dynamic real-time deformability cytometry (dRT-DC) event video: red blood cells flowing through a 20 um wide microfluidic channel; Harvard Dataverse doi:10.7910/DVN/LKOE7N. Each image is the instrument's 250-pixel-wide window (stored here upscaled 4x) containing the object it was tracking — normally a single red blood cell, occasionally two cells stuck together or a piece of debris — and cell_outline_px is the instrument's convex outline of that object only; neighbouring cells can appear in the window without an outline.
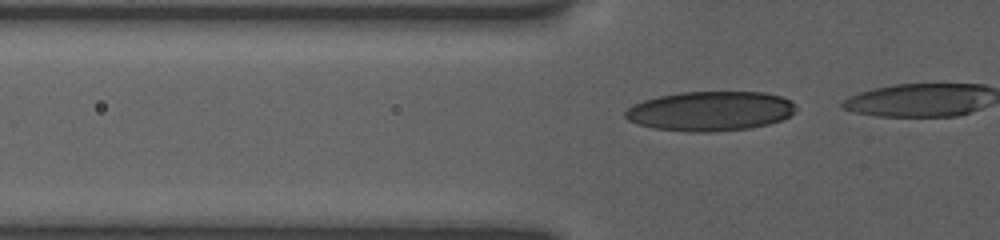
{"species": "human", "species_latin": "Homo sapiens", "temperature_condition": "room temperature", "stored_images_in_passage": 9, "camera_frame_rate_fps": 3000, "um_per_image_px": 0.085, "donor": {"sex": "female"}, "frame": {"image": 1, "passage_image": 3, "time_ms": 0.667, "image_size_px": [1000, 240], "cell_outline_px": [[796, 112], [780, 120], [768, 124], [748, 128], [708, 132], [688, 132], [652, 128], [628, 120], [624, 116], [624, 112], [632, 104], [644, 100], [660, 96], [680, 92], [764, 92], [780, 96], [792, 100], [796, 104]], "centroid_in_image_um": [60.38, 9.44], "position_along_channel_um": 65.4, "area_um2": 39.42}}
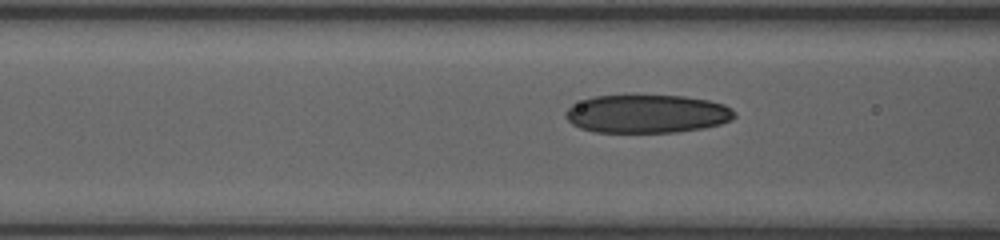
{"frame": {"image": 2, "passage_image": 7, "time_ms": 2.0, "image_size_px": [1000, 240], "cell_outline_px": [[736, 116], [732, 120], [720, 124], [700, 128], [676, 132], [596, 132], [580, 128], [572, 124], [564, 116], [564, 112], [572, 104], [592, 96], [684, 96], [708, 100], [724, 104], [732, 108], [736, 112]], "centroid_in_image_um": [54.99, 9.68], "position_along_channel_um": 111.6, "area_um2": 37.69}}